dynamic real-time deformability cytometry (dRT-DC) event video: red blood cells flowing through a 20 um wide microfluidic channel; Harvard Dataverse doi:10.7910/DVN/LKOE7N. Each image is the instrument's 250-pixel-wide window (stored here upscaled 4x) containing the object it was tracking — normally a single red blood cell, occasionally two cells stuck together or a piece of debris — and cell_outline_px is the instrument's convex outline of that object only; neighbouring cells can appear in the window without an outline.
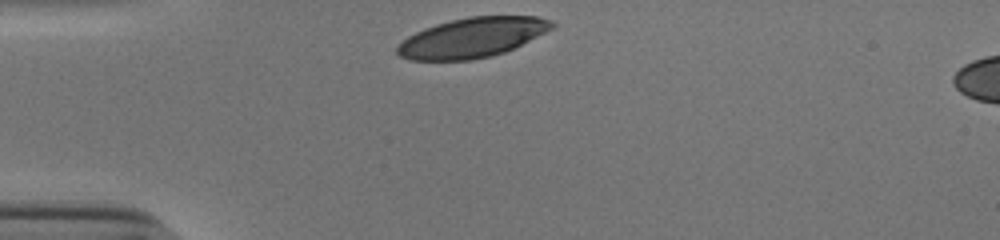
{"species": "human", "species_latin": "Homo sapiens", "temperature_condition": "cold", "stored_images_in_passage": 30, "camera_frame_rate_fps": 3000, "um_per_image_px": 0.085, "donor": {"sex": "male"}, "frame": {"image": 1, "passage_image": 1, "time_ms": 0.0, "image_size_px": [1000, 240], "cell_outline_px": [[556, 24], [552, 28], [504, 52], [472, 60], [412, 60], [400, 56], [396, 52], [396, 44], [408, 36], [424, 28], [436, 24], [468, 16], [536, 16], [552, 20]], "centroid_in_image_um": [40.09, 3.19], "position_along_channel_um": 44.9, "area_um2": 35.55}}
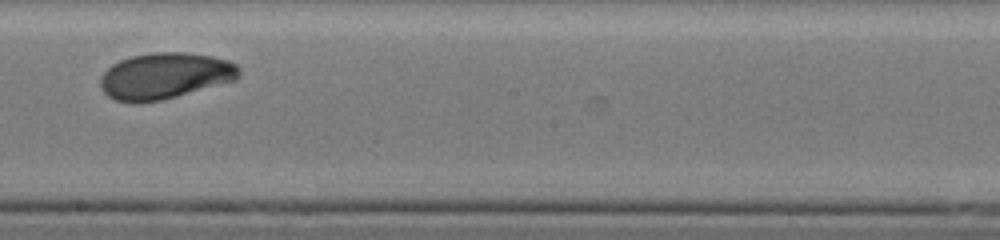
{"frame": {"image": 2, "passage_image": 18, "time_ms": 5.667, "image_size_px": [1000, 240], "cell_outline_px": [[240, 76], [236, 80], [176, 96], [160, 100], [116, 100], [108, 96], [100, 88], [100, 76], [112, 64], [120, 60], [132, 56], [152, 52], [184, 52], [212, 56], [228, 60], [236, 64], [240, 68]], "centroid_in_image_um": [14.05, 6.41], "position_along_channel_um": 234.2, "area_um2": 36.88}}
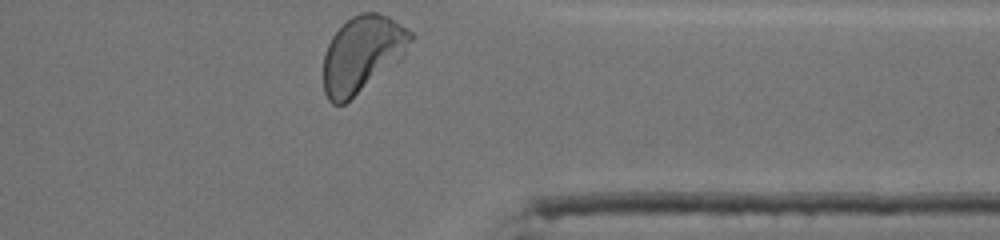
{"frame": {"image": 3, "passage_image": 30, "time_ms": 9.667, "image_size_px": [1000, 240], "cell_outline_px": [[416, 36], [400, 60], [344, 104], [332, 104], [328, 100], [324, 92], [324, 52], [332, 36], [352, 16], [360, 12], [376, 12], [388, 16], [412, 32]], "centroid_in_image_um": [30.8, 4.58], "position_along_channel_um": 380.6, "area_um2": 38.61}, "authors_computed_cell_mechanics": {"area_um2": 37.5989, "velocity_mm_per_s": 3.8136, "shape_relaxation_time_tau1_ms": 2.5314, "shape_relaxation_time_tau2_ms": 1.4196, "deformation_change_tau1": 0.1215, "deformation_change_tau2": 0.0564}}